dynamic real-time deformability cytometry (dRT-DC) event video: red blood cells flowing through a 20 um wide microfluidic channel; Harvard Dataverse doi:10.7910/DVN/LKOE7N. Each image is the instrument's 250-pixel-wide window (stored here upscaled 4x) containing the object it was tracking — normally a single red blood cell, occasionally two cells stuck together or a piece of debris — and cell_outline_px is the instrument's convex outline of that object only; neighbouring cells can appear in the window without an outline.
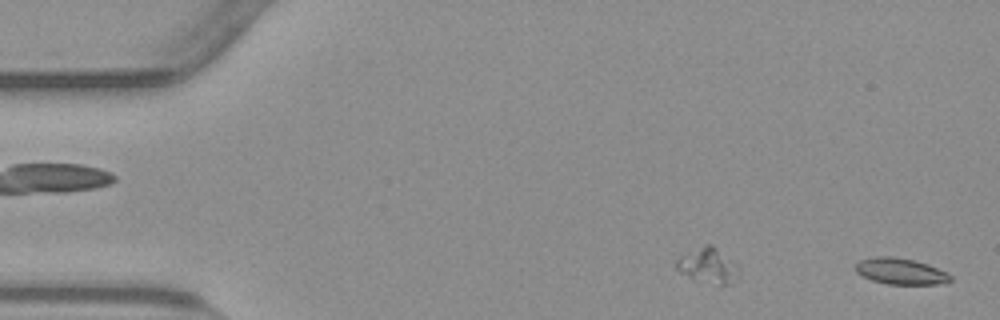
{"species": "common noctule bat (a hibernating species)", "species_latin": "Nyctalus noctula", "temperature_condition": "warm", "stored_images_in_passage": 49, "camera_frame_rate_fps": 3000, "um_per_image_px": 0.085, "animal": {"sex": "male", "body_mass_g": 23.1, "forearm_length_mm": 52.7}, "frame": {"image": 1, "passage_image": 1, "time_ms": 0.0, "image_size_px": [1000, 320], "cell_outline_px": [[952, 280], [936, 284], [888, 284], [872, 280], [856, 272], [856, 264], [860, 260], [876, 256], [892, 256], [916, 260], [928, 264], [948, 272], [952, 276]], "centroid_in_image_um": [76.58, 23.04], "position_along_channel_um": 8.4, "area_um2": 14.51}}
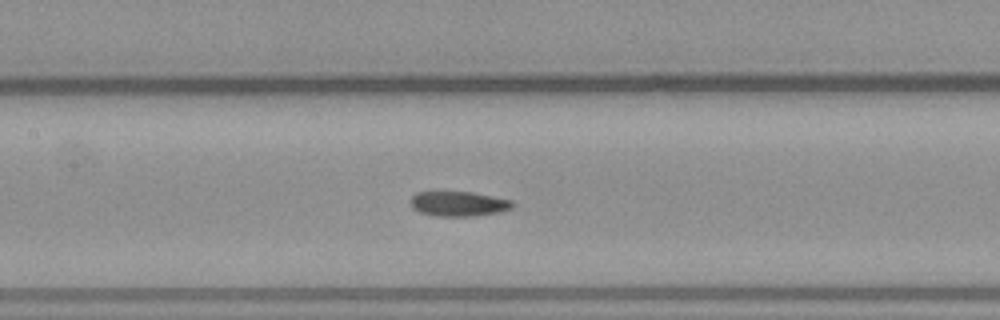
{"frame": {"image": 2, "passage_image": 25, "time_ms": 8.0, "image_size_px": [1000, 320], "cell_outline_px": [[512, 208], [500, 212], [472, 216], [436, 216], [420, 212], [412, 208], [412, 196], [416, 192], [472, 192], [512, 200]], "centroid_in_image_um": [38.98, 17.32], "position_along_channel_um": 168.4, "area_um2": 14.62}}
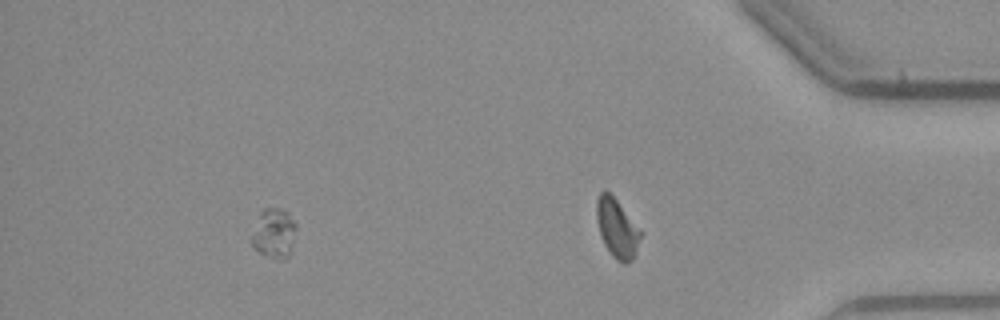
{"frame": {"image": 3, "passage_image": 43, "time_ms": 14.0, "image_size_px": [1000, 320], "cell_outline_px": [[296, 228], [288, 256], [284, 260], [260, 252], [252, 248], [252, 236], [260, 212], [264, 208], [280, 208], [288, 212], [296, 224]], "centroid_in_image_um": [23.29, 19.79], "position_along_channel_um": 411.9, "area_um2": 12.48}, "authors_computed_cell_mechanics": {"area_um2": 14.8546, "velocity_mm_per_s": 3.7898, "shape_relaxation_time_tau1_ms": null, "shape_relaxation_time_tau2_ms": 5.0374, "deformation_change_tau1": null, "deformation_change_tau2": 0.0901}}